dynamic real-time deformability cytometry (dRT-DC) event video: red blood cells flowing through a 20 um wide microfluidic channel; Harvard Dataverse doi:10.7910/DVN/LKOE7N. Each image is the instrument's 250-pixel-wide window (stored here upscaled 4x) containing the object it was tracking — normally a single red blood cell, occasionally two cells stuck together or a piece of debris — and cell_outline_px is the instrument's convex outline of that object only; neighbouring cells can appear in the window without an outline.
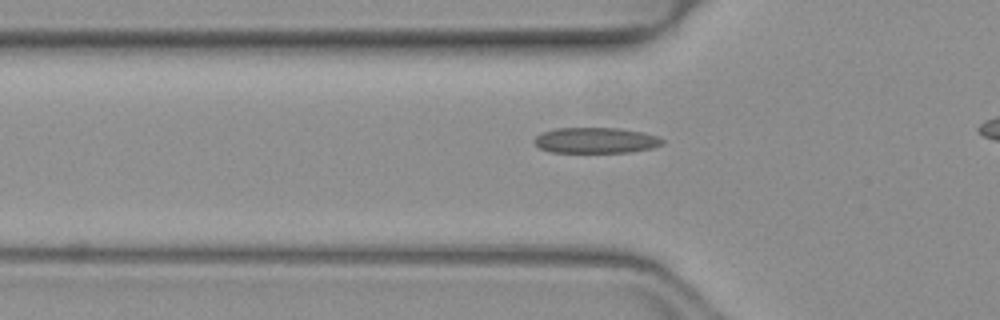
{"species": "common noctule bat (a hibernating species)", "species_latin": "Nyctalus noctula", "temperature_condition": "warm", "stored_images_in_passage": 29, "camera_frame_rate_fps": 3000, "um_per_image_px": 0.085, "animal": {"sex": "female", "body_mass_g": 19.3, "forearm_length_mm": 54.1}, "frame": {"image": 1, "passage_image": 4, "time_ms": 1.0, "image_size_px": [1000, 320], "cell_outline_px": [[664, 144], [652, 148], [628, 152], [552, 152], [540, 148], [532, 140], [540, 132], [556, 128], [620, 128], [640, 132], [656, 136], [664, 140]], "centroid_in_image_um": [50.61, 11.92], "position_along_channel_um": 75.2, "area_um2": 19.13}}
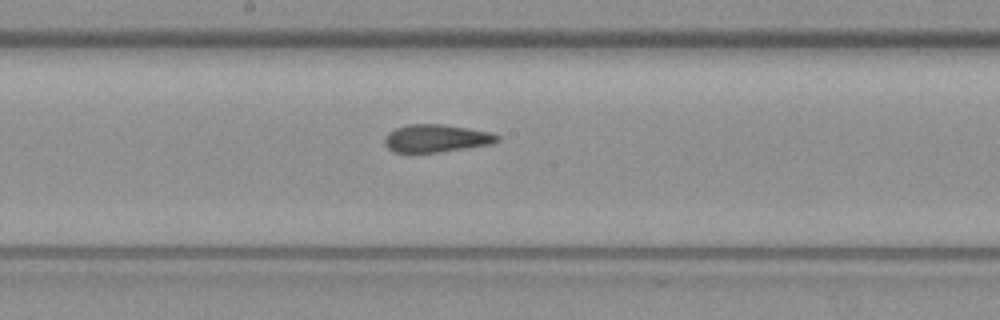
{"frame": {"image": 2, "passage_image": 14, "time_ms": 4.333, "image_size_px": [1000, 320], "cell_outline_px": [[500, 140], [492, 144], [440, 152], [396, 152], [388, 148], [384, 144], [384, 136], [388, 132], [404, 124], [444, 124], [488, 132], [500, 136]], "centroid_in_image_um": [37.05, 11.75], "position_along_channel_um": 211.1, "area_um2": 18.21}}
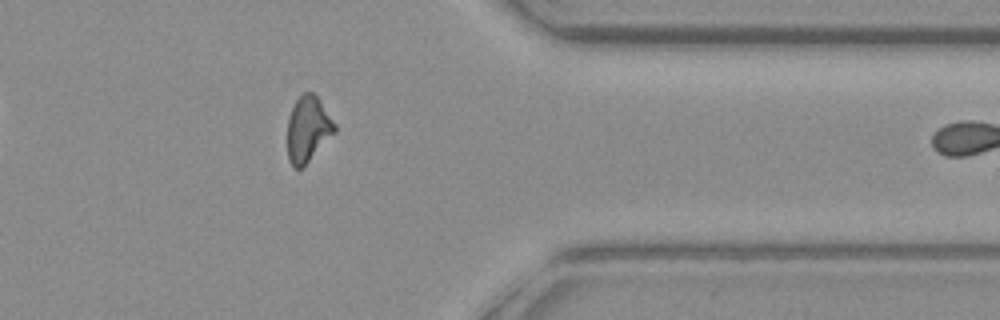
{"frame": {"image": 3, "passage_image": 28, "time_ms": 9.0, "image_size_px": [1000, 320], "cell_outline_px": [[336, 132], [304, 168], [292, 168], [288, 160], [288, 116], [296, 100], [304, 92], [312, 92], [320, 100], [336, 124]], "centroid_in_image_um": [26.18, 11.02], "position_along_channel_um": 385.2, "area_um2": 18.38}}